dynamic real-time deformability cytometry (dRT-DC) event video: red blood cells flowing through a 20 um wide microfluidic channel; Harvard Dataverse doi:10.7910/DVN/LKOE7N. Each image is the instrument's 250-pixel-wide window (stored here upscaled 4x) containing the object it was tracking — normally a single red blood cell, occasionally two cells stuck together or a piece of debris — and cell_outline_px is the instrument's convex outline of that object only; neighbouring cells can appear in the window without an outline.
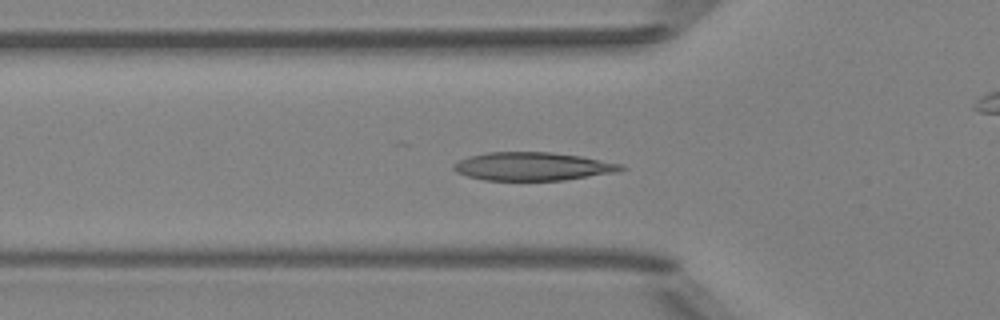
{"species": "Egyptian fruit bat (a non-hibernating species)", "species_latin": "Rousettus aegyptiacus", "temperature_condition": "room temperature", "stored_images_in_passage": 41, "camera_frame_rate_fps": 3000, "um_per_image_px": 0.085, "animal": {"sex": "female"}, "frame": {"image": 1, "passage_image": 7, "time_ms": 2.0, "image_size_px": [1000, 320], "cell_outline_px": [[628, 168], [616, 172], [564, 180], [484, 180], [468, 176], [456, 172], [452, 168], [452, 164], [468, 156], [488, 152], [552, 152], [580, 156], [624, 164]], "centroid_in_image_um": [45.29, 14.14], "position_along_channel_um": 80.5, "area_um2": 27.63}}
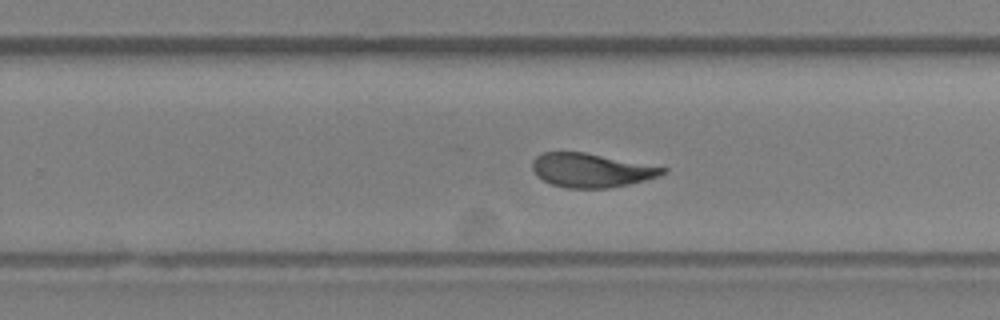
{"frame": {"image": 2, "passage_image": 22, "time_ms": 7.0, "image_size_px": [1000, 320], "cell_outline_px": [[668, 172], [660, 176], [628, 184], [608, 188], [564, 188], [552, 184], [536, 176], [532, 168], [532, 160], [536, 156], [544, 152], [584, 152], [668, 168]], "centroid_in_image_um": [50.24, 14.47], "position_along_channel_um": 279.6, "area_um2": 25.72}}
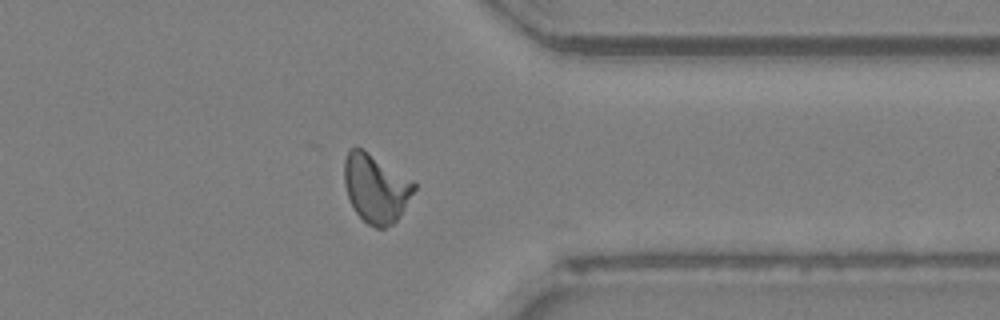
{"frame": {"image": 3, "passage_image": 30, "time_ms": 9.667, "image_size_px": [1000, 320], "cell_outline_px": [[416, 188], [396, 220], [392, 224], [384, 228], [376, 228], [368, 224], [356, 212], [348, 196], [344, 184], [344, 160], [348, 148], [360, 148], [412, 180], [416, 184]], "centroid_in_image_um": [31.92, 16.0], "position_along_channel_um": 379.5, "area_um2": 27.22}, "authors_computed_cell_mechanics": {"area_um2": 26.588, "velocity_mm_per_s": 3.9988, "shape_relaxation_time_tau1_ms": 5.0634, "shape_relaxation_time_tau2_ms": 0.9186, "deformation_change_tau1": 0.1786, "deformation_change_tau2": 0.0681}}